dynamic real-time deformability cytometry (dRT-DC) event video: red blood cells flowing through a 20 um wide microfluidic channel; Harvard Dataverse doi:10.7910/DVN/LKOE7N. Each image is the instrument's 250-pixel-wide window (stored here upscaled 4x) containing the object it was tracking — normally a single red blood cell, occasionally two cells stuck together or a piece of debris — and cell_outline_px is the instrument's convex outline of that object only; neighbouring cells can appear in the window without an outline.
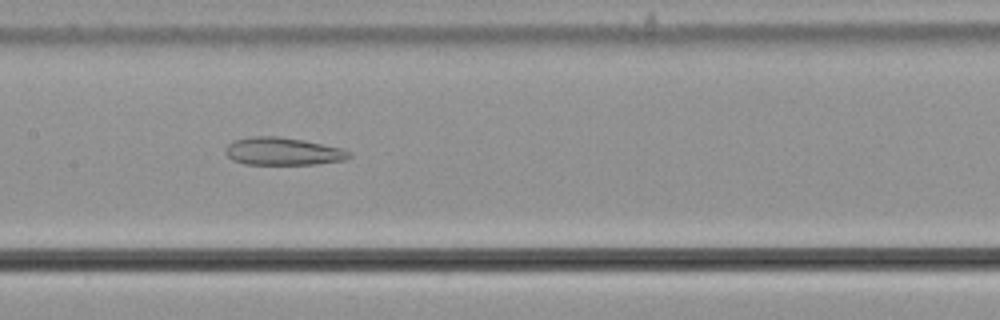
{"species": "common noctule bat (a hibernating species)", "species_latin": "Nyctalus noctula", "temperature_condition": "cold", "stored_images_in_passage": 56, "camera_frame_rate_fps": 3000, "um_per_image_px": 0.085, "animal": {"sex": "male", "body_mass_g": 21.5, "forearm_length_mm": 52.0}, "frame": {"image": 1, "passage_image": 28, "time_ms": 9.0, "image_size_px": [1000, 320], "cell_outline_px": [[352, 156], [344, 160], [316, 164], [244, 164], [232, 160], [224, 152], [228, 144], [232, 140], [252, 136], [276, 136], [304, 140], [340, 148], [352, 152]], "centroid_in_image_um": [24.02, 12.86], "position_along_channel_um": 183.4, "area_um2": 20.0}}
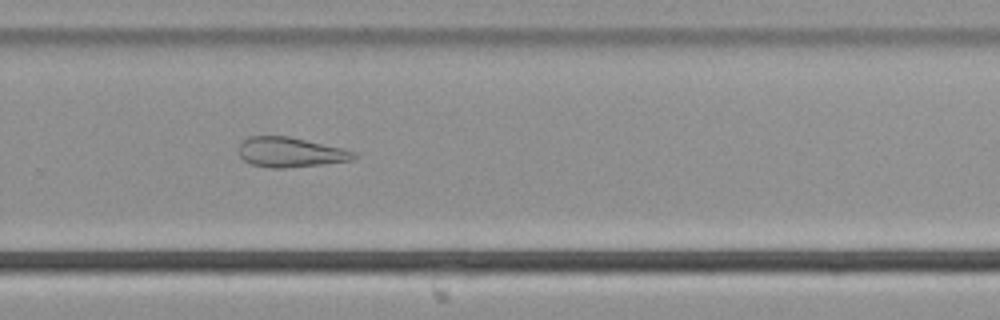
{"frame": {"image": 2, "passage_image": 38, "time_ms": 12.333, "image_size_px": [1000, 320], "cell_outline_px": [[356, 156], [352, 160], [320, 164], [284, 168], [268, 168], [252, 164], [244, 160], [240, 156], [240, 144], [248, 136], [288, 136], [340, 148], [356, 152]], "centroid_in_image_um": [24.65, 12.94], "position_along_channel_um": 305.2, "area_um2": 19.65}}
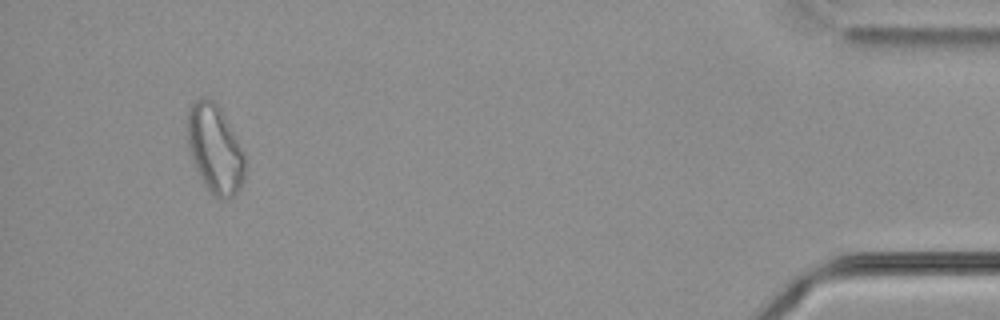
{"frame": {"image": 3, "passage_image": 53, "time_ms": 17.333, "image_size_px": [1000, 320], "cell_outline_px": [[248, 160], [244, 180], [240, 188], [232, 196], [224, 200], [220, 200], [212, 196], [200, 176], [196, 168], [188, 148], [188, 108], [196, 100], [204, 96], [216, 100], [244, 152]], "centroid_in_image_um": [18.31, 12.67], "position_along_channel_um": 416.9, "area_um2": 30.06}, "authors_computed_cell_mechanics": {"area_um2": 26.588, "velocity_mm_per_s": 3.661, "shape_relaxation_time_tau1_ms": null, "shape_relaxation_time_tau2_ms": 1.6892, "deformation_change_tau1": null, "deformation_change_tau2": 0.1024}}